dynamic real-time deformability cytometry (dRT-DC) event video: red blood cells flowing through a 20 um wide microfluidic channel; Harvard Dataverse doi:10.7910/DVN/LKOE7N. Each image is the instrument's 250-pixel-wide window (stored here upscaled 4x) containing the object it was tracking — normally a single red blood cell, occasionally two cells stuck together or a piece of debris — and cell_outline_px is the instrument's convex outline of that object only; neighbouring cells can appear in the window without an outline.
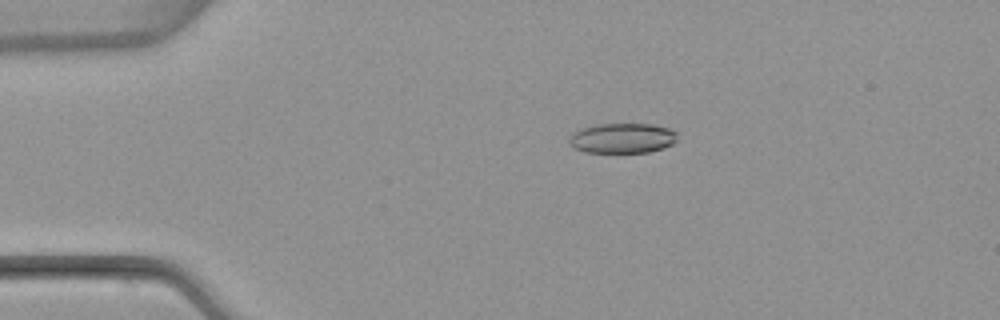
{"species": "common noctule bat (a hibernating species)", "species_latin": "Nyctalus noctula", "temperature_condition": "warm", "stored_images_in_passage": 5, "camera_frame_rate_fps": 3000, "um_per_image_px": 0.085, "animal": {"sex": "female", "body_mass_g": 22.7, "forearm_length_mm": 54.2}, "frame": {"image": 1, "passage_image": 3, "time_ms": 2.667, "image_size_px": [1000, 320], "cell_outline_px": [[676, 140], [672, 144], [664, 148], [648, 152], [584, 152], [572, 148], [568, 144], [568, 140], [572, 132], [596, 124], [652, 124], [668, 128], [676, 132]], "centroid_in_image_um": [52.86, 11.75], "position_along_channel_um": 32.1, "area_um2": 19.02}}
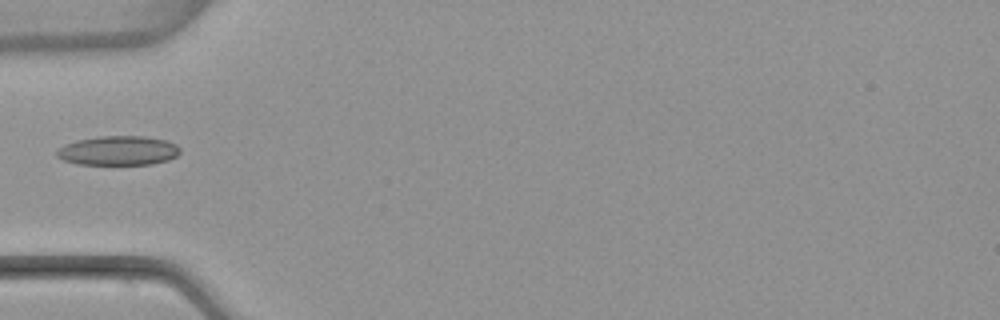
{"frame": {"image": 2, "passage_image": 5, "time_ms": 5.0, "image_size_px": [1000, 320], "cell_outline_px": [[180, 152], [176, 156], [168, 160], [152, 164], [76, 164], [64, 160], [56, 156], [56, 152], [60, 148], [76, 140], [100, 136], [144, 136], [164, 140], [176, 144], [180, 148]], "centroid_in_image_um": [10.07, 12.8], "position_along_channel_um": 74.9, "area_um2": 20.92}}